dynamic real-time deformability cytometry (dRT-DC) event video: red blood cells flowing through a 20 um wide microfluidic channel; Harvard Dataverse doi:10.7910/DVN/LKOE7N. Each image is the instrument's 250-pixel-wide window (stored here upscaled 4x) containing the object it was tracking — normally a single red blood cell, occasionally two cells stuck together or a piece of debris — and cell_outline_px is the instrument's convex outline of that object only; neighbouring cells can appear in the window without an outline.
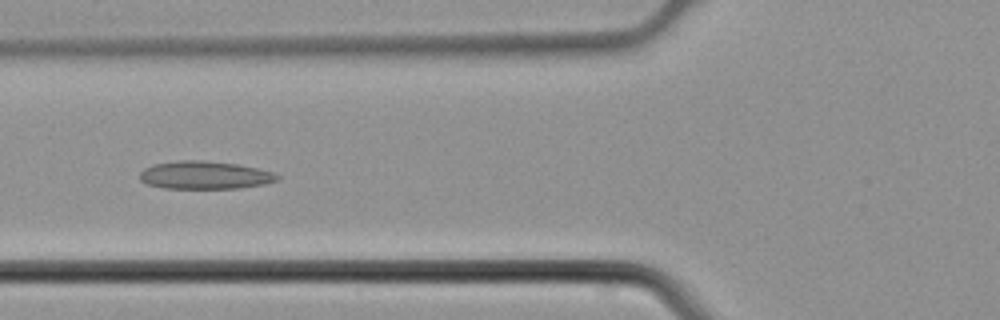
{"species": "common noctule bat (a hibernating species)", "species_latin": "Nyctalus noctula", "temperature_condition": "cold", "stored_images_in_passage": 3, "camera_frame_rate_fps": 3000, "um_per_image_px": 0.085, "animal": {"sex": "male", "body_mass_g": 21.5, "forearm_length_mm": 52.0}, "frame": {"image": 1, "passage_image": 3, "time_ms": 0.667, "image_size_px": [1000, 320], "cell_outline_px": [[280, 180], [264, 184], [240, 188], [164, 188], [144, 184], [140, 180], [140, 172], [144, 168], [152, 164], [180, 160], [200, 160], [236, 164], [256, 168], [272, 172], [280, 176]], "centroid_in_image_um": [17.37, 14.89], "position_along_channel_um": 108.4, "area_um2": 22.43}}